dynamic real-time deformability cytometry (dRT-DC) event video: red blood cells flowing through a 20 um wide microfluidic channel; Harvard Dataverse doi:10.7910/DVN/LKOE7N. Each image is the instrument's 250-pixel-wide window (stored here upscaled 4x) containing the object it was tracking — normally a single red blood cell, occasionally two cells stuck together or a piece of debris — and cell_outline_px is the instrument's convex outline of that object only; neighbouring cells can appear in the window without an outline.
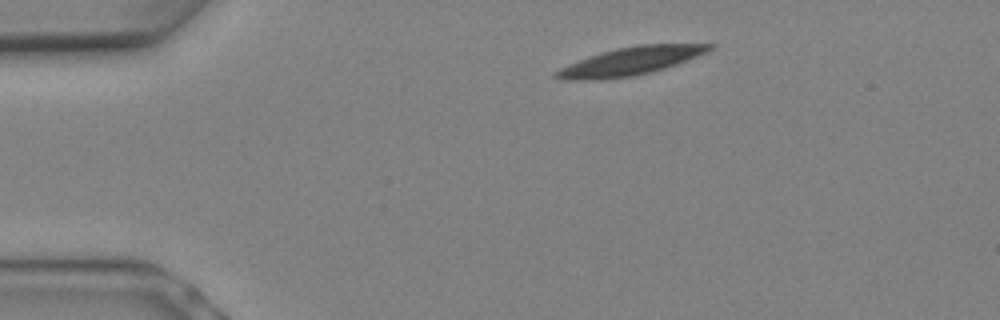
{"species": "Egyptian fruit bat (a non-hibernating species)", "species_latin": "Rousettus aegyptiacus", "temperature_condition": "warm", "stored_images_in_passage": 6, "camera_frame_rate_fps": 3000, "um_per_image_px": 0.085, "animal": {"sex": "female"}, "frame": {"image": 1, "passage_image": 1, "time_ms": 0.0, "image_size_px": [1000, 320], "cell_outline_px": [[716, 44], [708, 52], [676, 64], [664, 68], [632, 76], [596, 80], [564, 80], [552, 76], [560, 68], [580, 60], [616, 48], [640, 44]], "centroid_in_image_um": [53.61, 5.2], "position_along_channel_um": 31.4, "area_um2": 24.51}}
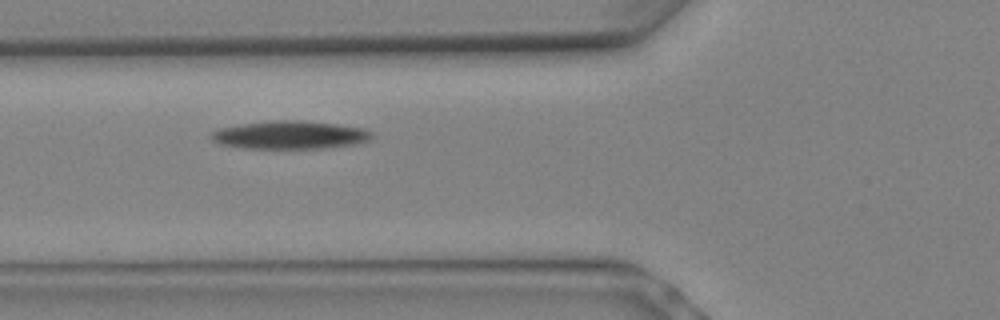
{"frame": {"image": 2, "passage_image": 5, "time_ms": 1.333, "image_size_px": [1000, 320], "cell_outline_px": [[372, 136], [368, 140], [360, 144], [324, 148], [240, 148], [216, 144], [212, 140], [212, 132], [220, 128], [244, 124], [272, 120], [300, 120], [336, 124], [364, 128], [372, 132]], "centroid_in_image_um": [24.66, 11.48], "position_along_channel_um": 101.1, "area_um2": 26.36}}
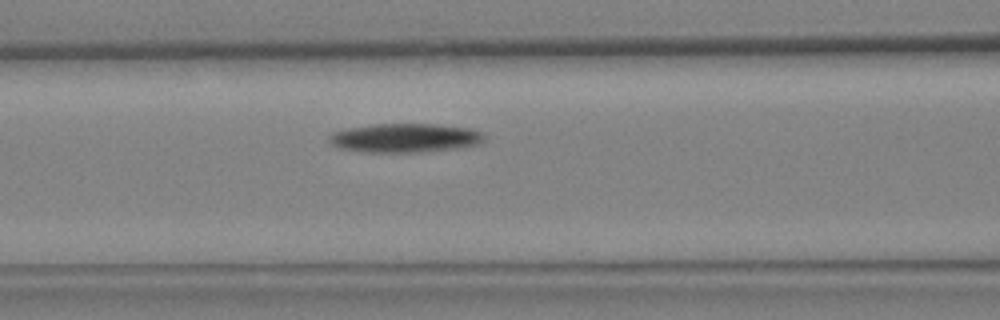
{"frame": {"image": 3, "passage_image": 6, "time_ms": 1.667, "image_size_px": [1000, 320], "cell_outline_px": [[484, 140], [480, 144], [460, 148], [420, 152], [364, 152], [340, 148], [332, 144], [328, 140], [328, 136], [332, 132], [348, 128], [376, 124], [436, 124], [468, 128], [484, 132]], "centroid_in_image_um": [34.44, 11.73], "position_along_channel_um": 132.2, "area_um2": 26.3}}